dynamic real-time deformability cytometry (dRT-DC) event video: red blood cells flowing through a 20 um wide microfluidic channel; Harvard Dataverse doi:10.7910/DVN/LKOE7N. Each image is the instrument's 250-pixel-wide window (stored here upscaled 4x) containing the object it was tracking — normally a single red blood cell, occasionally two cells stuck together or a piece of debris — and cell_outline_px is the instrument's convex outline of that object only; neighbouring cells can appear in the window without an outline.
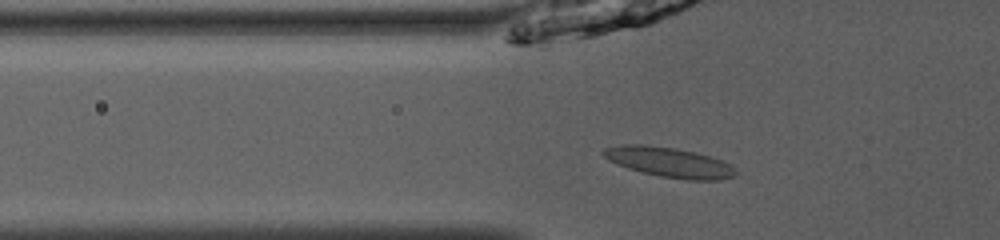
{"species": "common noctule bat (a hibernating species)", "species_latin": "Nyctalus noctula", "temperature_condition": "room temperature", "stored_images_in_passage": 52, "camera_frame_rate_fps": 3000, "um_per_image_px": 0.085, "animal": {"sex": "male", "body_mass_g": 13.0, "forearm_length_mm": 53.1}, "frame": {"image": 1, "passage_image": 19, "time_ms": 6.0, "image_size_px": [1000, 240], "cell_outline_px": [[736, 176], [720, 180], [688, 180], [660, 176], [628, 168], [608, 160], [600, 152], [604, 148], [620, 144], [644, 144], [676, 148], [696, 152], [720, 160], [728, 164], [736, 172]], "centroid_in_image_um": [56.84, 13.78], "position_along_channel_um": 69.0, "area_um2": 22.95}}
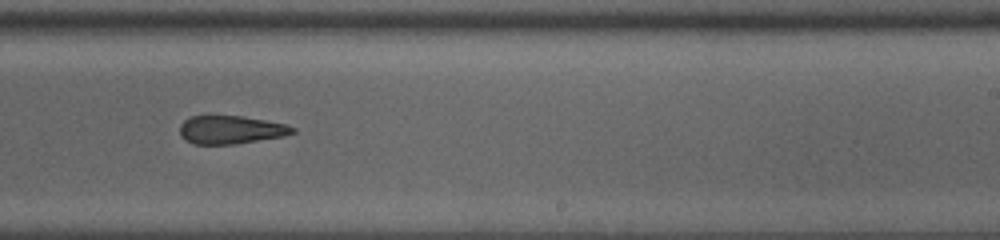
{"frame": {"image": 2, "passage_image": 34, "time_ms": 11.0, "image_size_px": [1000, 240], "cell_outline_px": [[296, 132], [284, 136], [236, 144], [192, 144], [184, 140], [180, 136], [180, 124], [184, 120], [192, 116], [244, 116], [288, 124], [296, 128]], "centroid_in_image_um": [19.63, 11.03], "position_along_channel_um": 269.4, "area_um2": 18.79}}
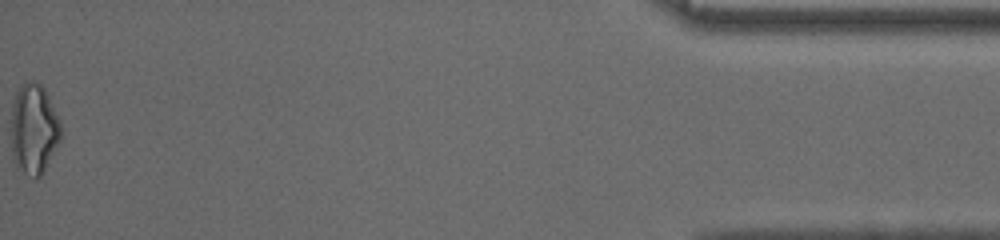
{"frame": {"image": 3, "passage_image": 52, "time_ms": 17.0, "image_size_px": [1000, 240], "cell_outline_px": [[60, 140], [44, 172], [36, 180], [16, 168], [12, 156], [12, 104], [20, 84], [32, 80], [36, 80], [44, 88], [60, 120]], "centroid_in_image_um": [2.87, 10.99], "position_along_channel_um": 432.3, "area_um2": 26.3}, "authors_computed_cell_mechanics": {"area_um2": 21.0103, "velocity_mm_per_s": 4.0083, "shape_relaxation_time_tau1_ms": null, "shape_relaxation_time_tau2_ms": 3.6499, "deformation_change_tau1": null, "deformation_change_tau2": 0.1197}}